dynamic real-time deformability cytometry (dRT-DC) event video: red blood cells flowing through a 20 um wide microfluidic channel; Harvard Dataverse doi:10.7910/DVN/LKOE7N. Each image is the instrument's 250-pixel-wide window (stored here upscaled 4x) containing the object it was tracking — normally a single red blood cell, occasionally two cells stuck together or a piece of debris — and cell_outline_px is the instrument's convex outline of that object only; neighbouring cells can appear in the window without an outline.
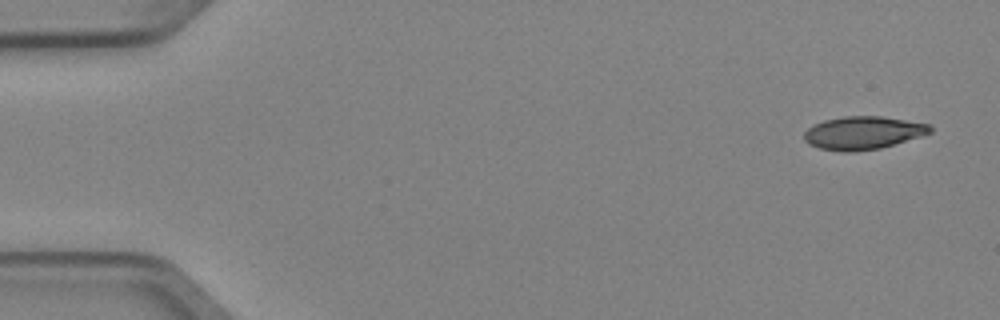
{"species": "Egyptian fruit bat (a non-hibernating species)", "species_latin": "Rousettus aegyptiacus", "temperature_condition": "cold", "stored_images_in_passage": 6, "camera_frame_rate_fps": 3000, "um_per_image_px": 0.085, "animal": {"sex": "female"}, "frame": {"image": 1, "passage_image": 1, "time_ms": 0.0, "image_size_px": [1000, 320], "cell_outline_px": [[932, 132], [924, 136], [880, 148], [848, 152], [844, 152], [820, 148], [808, 144], [804, 140], [804, 132], [812, 124], [824, 120], [844, 116], [884, 116], [932, 124]], "centroid_in_image_um": [73.39, 11.28], "position_along_channel_um": 11.6, "area_um2": 24.57}}
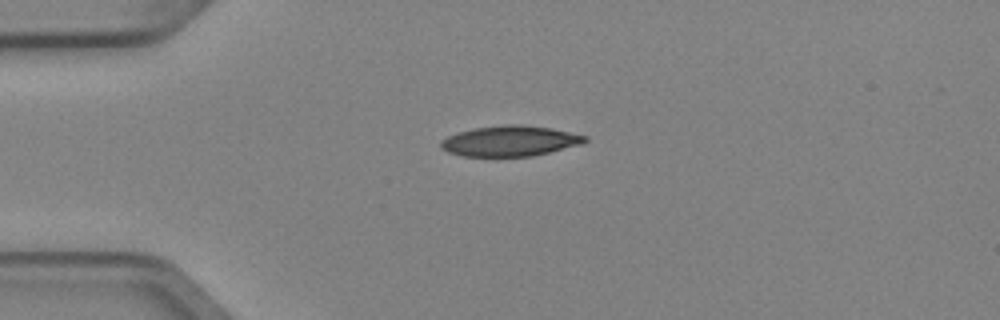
{"frame": {"image": 2, "passage_image": 4, "time_ms": 1.0, "image_size_px": [1000, 320], "cell_outline_px": [[588, 140], [580, 144], [532, 156], [460, 156], [448, 152], [440, 148], [440, 140], [448, 136], [460, 132], [476, 128], [508, 124], [552, 128], [588, 136]], "centroid_in_image_um": [43.32, 11.99], "position_along_channel_um": 41.7, "area_um2": 25.26}}
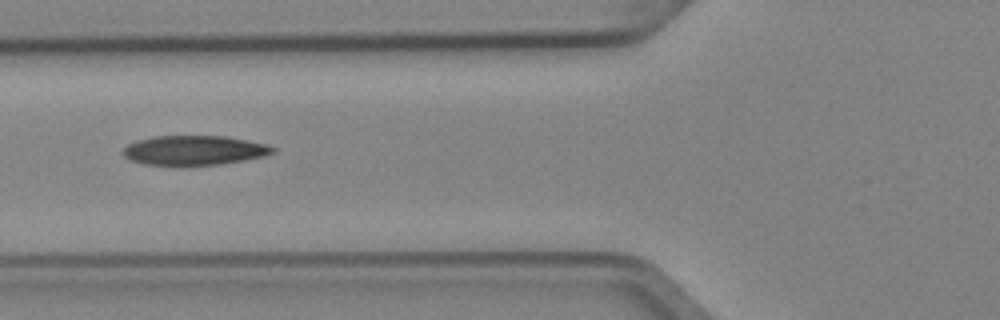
{"frame": {"image": 3, "passage_image": 6, "time_ms": 1.667, "image_size_px": [1000, 320], "cell_outline_px": [[276, 152], [264, 156], [244, 160], [220, 164], [180, 168], [176, 168], [144, 164], [132, 160], [124, 156], [124, 148], [128, 144], [136, 140], [152, 136], [224, 136], [248, 140], [264, 144], [276, 148]], "centroid_in_image_um": [16.48, 12.81], "position_along_channel_um": 109.3, "area_um2": 26.53}}